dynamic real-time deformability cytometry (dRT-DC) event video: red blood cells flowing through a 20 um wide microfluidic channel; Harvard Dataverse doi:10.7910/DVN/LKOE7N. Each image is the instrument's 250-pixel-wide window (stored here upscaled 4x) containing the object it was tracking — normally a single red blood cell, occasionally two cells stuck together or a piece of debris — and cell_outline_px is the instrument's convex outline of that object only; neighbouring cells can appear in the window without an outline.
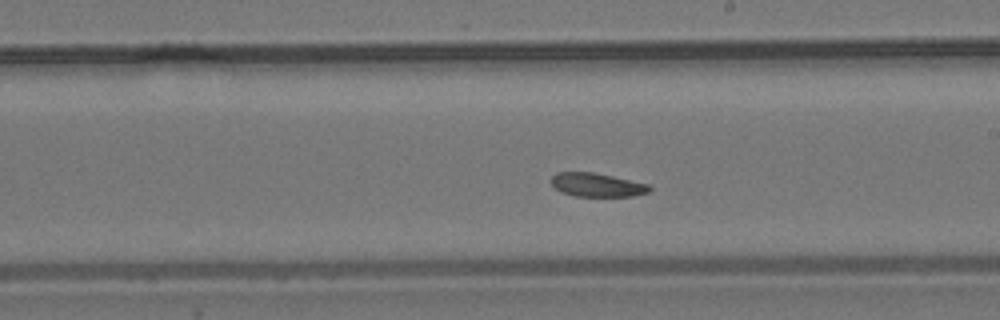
{"species": "common noctule bat (a hibernating species)", "species_latin": "Nyctalus noctula", "temperature_condition": "room temperature", "stored_images_in_passage": 36, "camera_frame_rate_fps": 3000, "um_per_image_px": 0.085, "animal": {"sex": "male", "body_mass_g": 19.2, "forearm_length_mm": 51.8}, "frame": {"image": 1, "passage_image": 11, "time_ms": 3.333, "image_size_px": [1000, 320], "cell_outline_px": [[652, 188], [648, 192], [632, 196], [572, 196], [560, 192], [552, 188], [552, 176], [556, 172], [592, 172], [612, 176], [648, 184]], "centroid_in_image_um": [50.69, 15.72], "position_along_channel_um": 238.3, "area_um2": 13.58}}
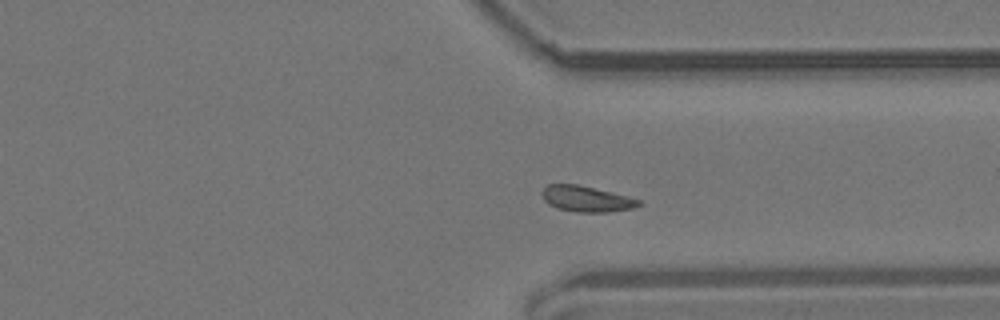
{"frame": {"image": 2, "passage_image": 21, "time_ms": 6.667, "image_size_px": [1000, 320], "cell_outline_px": [[644, 204], [636, 208], [608, 212], [576, 212], [556, 208], [548, 204], [544, 200], [540, 192], [548, 184], [576, 184], [640, 200]], "centroid_in_image_um": [49.82, 16.92], "position_along_channel_um": 361.6, "area_um2": 14.45}, "authors_computed_cell_mechanics": {"area_um2": 14.739, "velocity_mm_per_s": 3.7174, "shape_relaxation_time_tau1_ms": null, "shape_relaxation_time_tau2_ms": 2.5866, "deformation_change_tau1": null, "deformation_change_tau2": 0.0634}}